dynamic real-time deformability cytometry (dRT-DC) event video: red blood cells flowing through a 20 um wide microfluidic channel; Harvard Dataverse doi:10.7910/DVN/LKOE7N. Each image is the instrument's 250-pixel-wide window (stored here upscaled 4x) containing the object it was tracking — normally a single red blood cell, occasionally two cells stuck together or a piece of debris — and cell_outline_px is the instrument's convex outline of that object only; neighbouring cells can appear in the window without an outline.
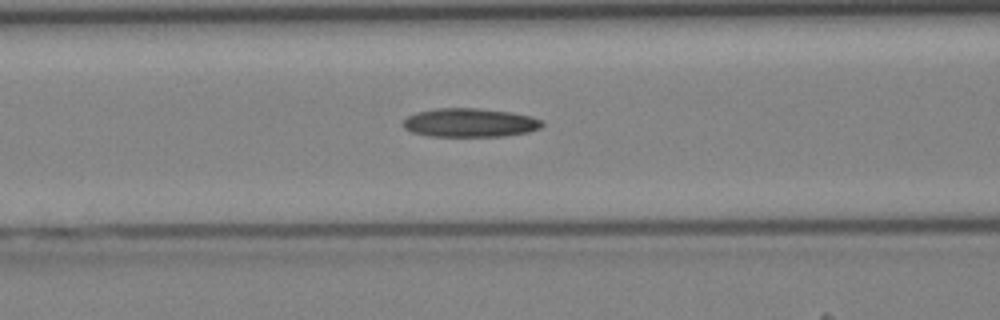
{"species": "Egyptian fruit bat (a non-hibernating species)", "species_latin": "Rousettus aegyptiacus", "temperature_condition": "cold", "stored_images_in_passage": 32, "camera_frame_rate_fps": 3000, "um_per_image_px": 0.085, "animal": {"sex": "female"}, "frame": {"image": 1, "passage_image": 10, "time_ms": 3.0, "image_size_px": [1000, 320], "cell_outline_px": [[544, 124], [540, 128], [528, 132], [504, 136], [428, 136], [412, 132], [404, 128], [400, 124], [408, 116], [416, 112], [436, 108], [476, 108], [512, 112], [532, 116], [544, 120]], "centroid_in_image_um": [39.95, 10.42], "position_along_channel_um": 126.7, "area_um2": 23.52}}
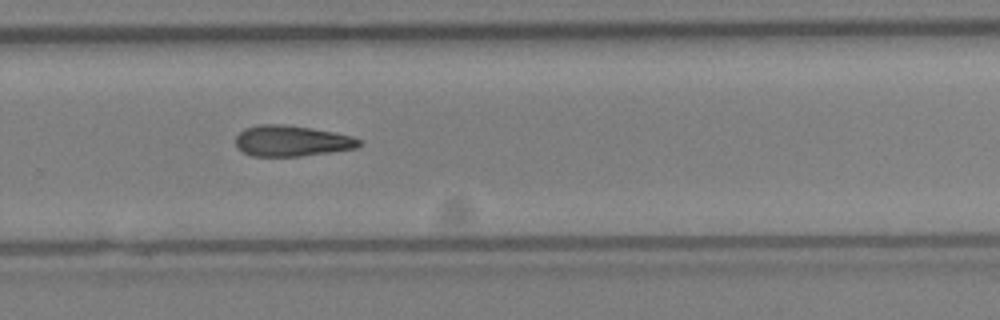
{"frame": {"image": 2, "passage_image": 21, "time_ms": 6.667, "image_size_px": [1000, 320], "cell_outline_px": [[360, 144], [356, 148], [300, 156], [252, 156], [244, 152], [236, 144], [236, 136], [244, 128], [260, 124], [280, 124], [312, 128], [352, 136], [360, 140]], "centroid_in_image_um": [24.77, 11.97], "position_along_channel_um": 305.0, "area_um2": 21.91}}
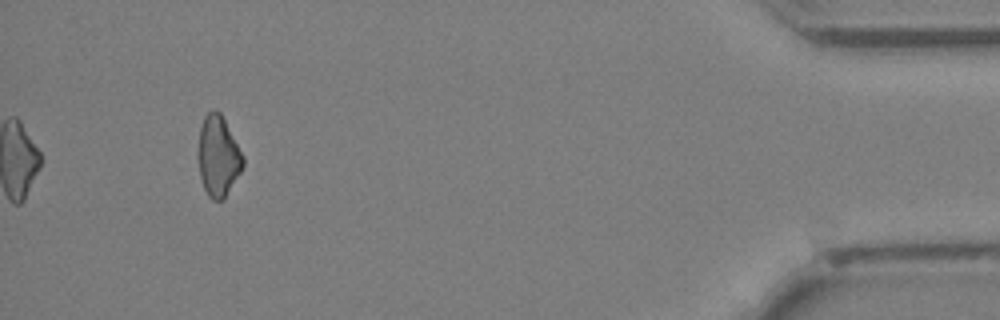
{"frame": {"image": 3, "passage_image": 32, "time_ms": 10.333, "image_size_px": [1000, 320], "cell_outline_px": [[244, 164], [240, 172], [224, 200], [212, 200], [208, 196], [204, 188], [200, 176], [196, 156], [196, 152], [200, 128], [204, 116], [212, 108], [220, 112], [244, 156]], "centroid_in_image_um": [18.51, 13.27], "position_along_channel_um": 416.7, "area_um2": 21.39}}